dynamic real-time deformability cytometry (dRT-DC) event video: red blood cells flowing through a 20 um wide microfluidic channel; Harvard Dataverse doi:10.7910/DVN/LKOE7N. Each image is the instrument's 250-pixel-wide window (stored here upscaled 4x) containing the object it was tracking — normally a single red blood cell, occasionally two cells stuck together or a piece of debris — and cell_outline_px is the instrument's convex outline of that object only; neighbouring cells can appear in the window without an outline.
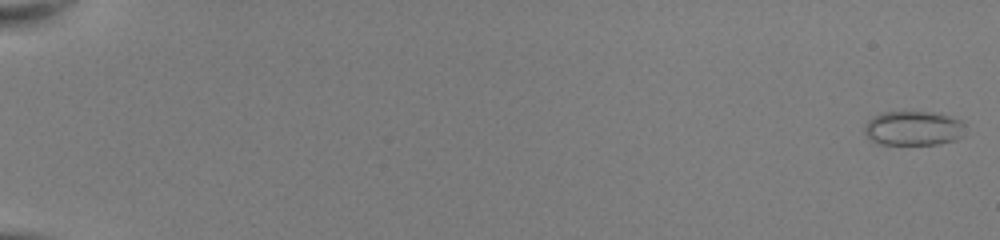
{"species": "common noctule bat (a hibernating species)", "species_latin": "Nyctalus noctula", "temperature_condition": "room temperature", "stored_images_in_passage": 52, "camera_frame_rate_fps": 3000, "um_per_image_px": 0.085, "animal": {"sex": "female", "body_mass_g": 22.0, "forearm_length_mm": 56.7}, "frame": {"image": 1, "passage_image": 1, "time_ms": 0.0, "image_size_px": [1000, 240], "cell_outline_px": [[964, 136], [956, 140], [936, 144], [876, 144], [864, 132], [864, 128], [868, 120], [872, 116], [880, 112], [932, 112], [948, 116], [960, 120], [964, 124]], "centroid_in_image_um": [77.63, 10.9], "position_along_channel_um": 7.4, "area_um2": 20.29}}
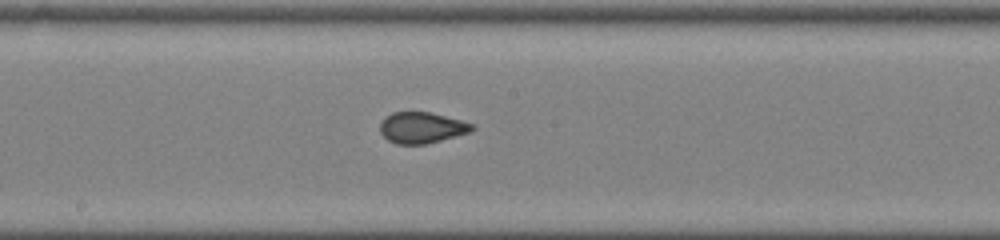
{"frame": {"image": 2, "passage_image": 31, "time_ms": 10.0, "image_size_px": [1000, 240], "cell_outline_px": [[476, 128], [468, 132], [440, 140], [424, 144], [396, 144], [388, 140], [380, 132], [380, 124], [384, 116], [392, 112], [432, 112], [476, 124]], "centroid_in_image_um": [35.84, 10.83], "position_along_channel_um": 212.4, "area_um2": 16.7}}
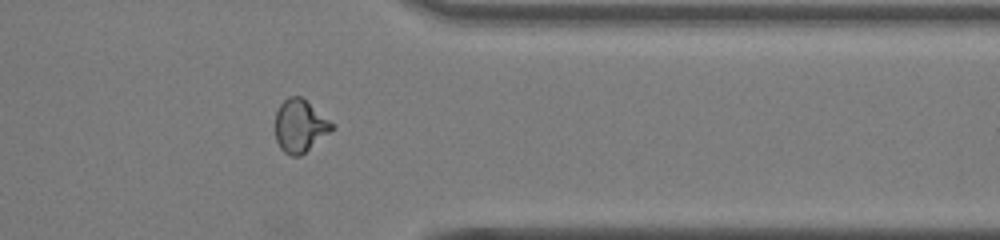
{"frame": {"image": 3, "passage_image": 44, "time_ms": 14.333, "image_size_px": [1000, 240], "cell_outline_px": [[332, 128], [328, 132], [300, 156], [292, 156], [284, 152], [280, 148], [276, 140], [276, 112], [280, 104], [288, 96], [300, 96], [328, 120], [332, 124]], "centroid_in_image_um": [25.43, 10.7], "position_along_channel_um": 386.0, "area_um2": 16.7}}